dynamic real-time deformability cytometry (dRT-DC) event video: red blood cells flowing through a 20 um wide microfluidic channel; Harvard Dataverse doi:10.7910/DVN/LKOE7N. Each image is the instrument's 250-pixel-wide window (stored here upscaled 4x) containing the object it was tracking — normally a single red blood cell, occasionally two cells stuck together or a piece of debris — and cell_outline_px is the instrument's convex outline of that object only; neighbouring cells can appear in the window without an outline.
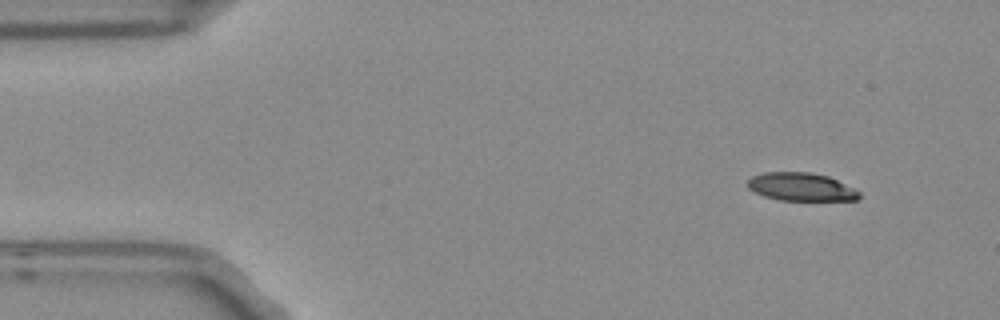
{"species": "Egyptian fruit bat (a non-hibernating species)", "species_latin": "Rousettus aegyptiacus", "temperature_condition": "room temperature", "stored_images_in_passage": 3, "camera_frame_rate_fps": 3000, "um_per_image_px": 0.085, "frame": {"image": 1, "passage_image": 1, "time_ms": 0.0, "image_size_px": [1000, 320], "cell_outline_px": [[860, 200], [780, 200], [764, 196], [748, 188], [748, 180], [752, 176], [764, 172], [808, 172], [828, 176], [856, 188], [860, 192]], "centroid_in_image_um": [68.13, 15.88], "position_along_channel_um": 16.9, "area_um2": 18.32}}